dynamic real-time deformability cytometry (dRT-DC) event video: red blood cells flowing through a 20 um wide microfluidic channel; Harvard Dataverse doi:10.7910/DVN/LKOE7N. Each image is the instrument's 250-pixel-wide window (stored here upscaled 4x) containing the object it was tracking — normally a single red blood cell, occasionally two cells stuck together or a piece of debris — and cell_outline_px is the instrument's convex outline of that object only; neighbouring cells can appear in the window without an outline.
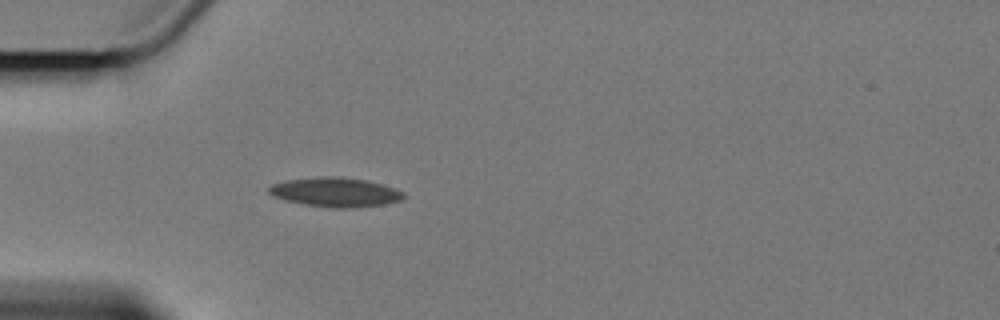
{"species": "Egyptian fruit bat (a non-hibernating species)", "species_latin": "Rousettus aegyptiacus", "temperature_condition": "cold", "stored_images_in_passage": 4, "camera_frame_rate_fps": 3000, "um_per_image_px": 0.085, "animal": {"sex": "female"}, "frame": {"image": 1, "passage_image": 4, "time_ms": 3.333, "image_size_px": [1000, 320], "cell_outline_px": [[404, 196], [400, 200], [380, 204], [344, 208], [336, 208], [304, 204], [288, 200], [276, 196], [268, 192], [268, 188], [272, 184], [284, 180], [320, 176], [332, 176], [368, 180], [396, 188], [404, 192]], "centroid_in_image_um": [28.5, 16.31], "position_along_channel_um": 56.5, "area_um2": 22.66}}